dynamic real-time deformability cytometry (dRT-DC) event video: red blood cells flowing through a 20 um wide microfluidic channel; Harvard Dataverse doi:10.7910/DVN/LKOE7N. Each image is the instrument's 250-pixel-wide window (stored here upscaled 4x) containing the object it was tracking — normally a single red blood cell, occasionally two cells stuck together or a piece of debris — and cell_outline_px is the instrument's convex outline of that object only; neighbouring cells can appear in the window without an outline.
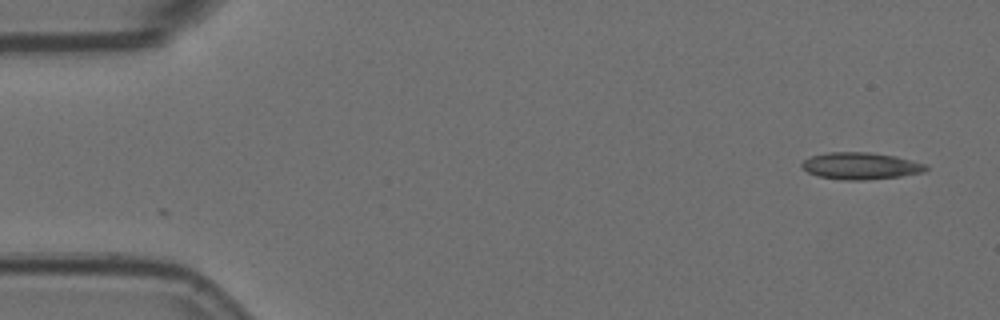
{"species": "Egyptian fruit bat (a non-hibernating species)", "species_latin": "Rousettus aegyptiacus", "temperature_condition": "room temperature", "stored_images_in_passage": 4, "camera_frame_rate_fps": 3000, "um_per_image_px": 0.085, "animal": {"sex": "female"}, "frame": {"image": 1, "passage_image": 1, "time_ms": 0.0, "image_size_px": [1000, 320], "cell_outline_px": [[928, 168], [924, 172], [900, 176], [864, 180], [844, 180], [820, 176], [808, 172], [800, 164], [808, 156], [828, 152], [872, 152], [896, 156], [928, 164]], "centroid_in_image_um": [73.18, 14.09], "position_along_channel_um": 11.8, "area_um2": 19.54}}
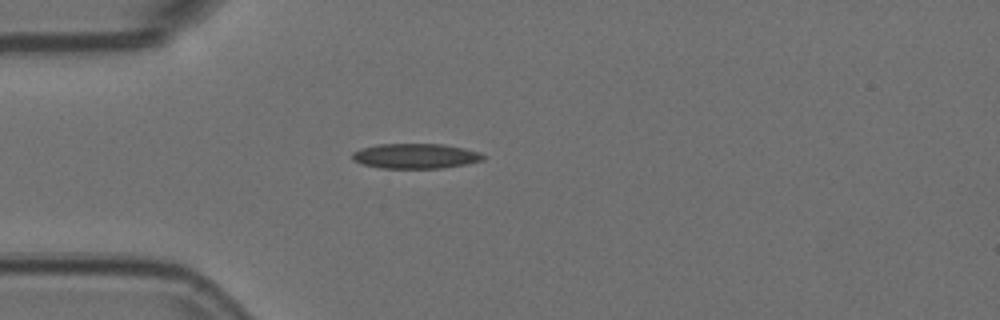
{"frame": {"image": 2, "passage_image": 4, "time_ms": 1.0, "image_size_px": [1000, 320], "cell_outline_px": [[484, 160], [464, 164], [440, 168], [380, 168], [364, 164], [352, 160], [352, 152], [360, 148], [376, 144], [444, 144], [464, 148], [480, 152], [484, 156]], "centroid_in_image_um": [35.29, 13.25], "position_along_channel_um": 49.7, "area_um2": 19.07}}